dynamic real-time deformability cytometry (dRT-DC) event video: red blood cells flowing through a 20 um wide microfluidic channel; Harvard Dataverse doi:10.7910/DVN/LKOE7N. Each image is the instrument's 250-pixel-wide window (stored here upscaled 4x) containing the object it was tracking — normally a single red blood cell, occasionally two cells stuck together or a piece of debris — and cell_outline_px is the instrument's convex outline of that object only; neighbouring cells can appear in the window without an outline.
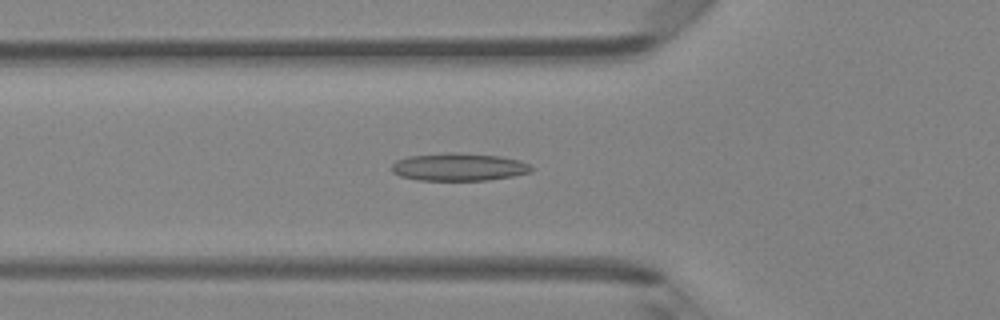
{"species": "Egyptian fruit bat (a non-hibernating species)", "species_latin": "Rousettus aegyptiacus", "temperature_condition": "room temperature", "stored_images_in_passage": 47, "camera_frame_rate_fps": 3000, "um_per_image_px": 0.085, "animal": {"sex": "female"}, "frame": {"image": 1, "passage_image": 17, "time_ms": 5.333, "image_size_px": [1000, 320], "cell_outline_px": [[536, 168], [532, 172], [512, 176], [488, 180], [416, 180], [400, 176], [392, 172], [392, 164], [396, 160], [408, 156], [448, 152], [452, 152], [500, 156], [520, 160]], "centroid_in_image_um": [39.01, 14.19], "position_along_channel_um": 86.8, "area_um2": 22.72}}
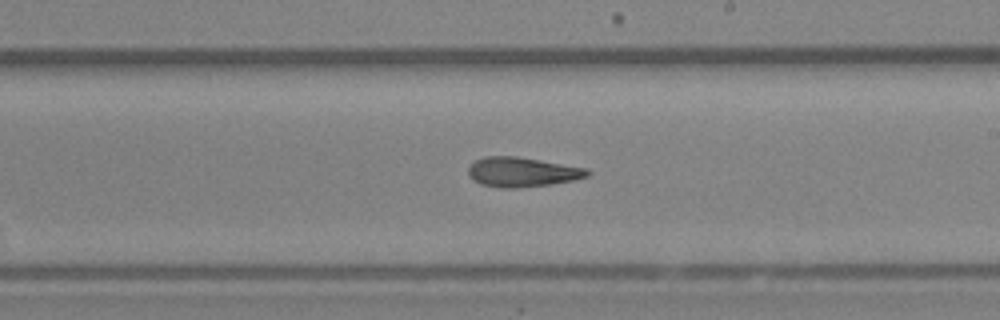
{"frame": {"image": 2, "passage_image": 28, "time_ms": 9.0, "image_size_px": [1000, 320], "cell_outline_px": [[592, 172], [588, 176], [572, 180], [552, 184], [516, 188], [500, 188], [480, 184], [472, 180], [468, 176], [468, 168], [476, 160], [484, 156], [516, 156], [588, 168]], "centroid_in_image_um": [44.37, 14.63], "position_along_channel_um": 244.6, "area_um2": 20.69}}
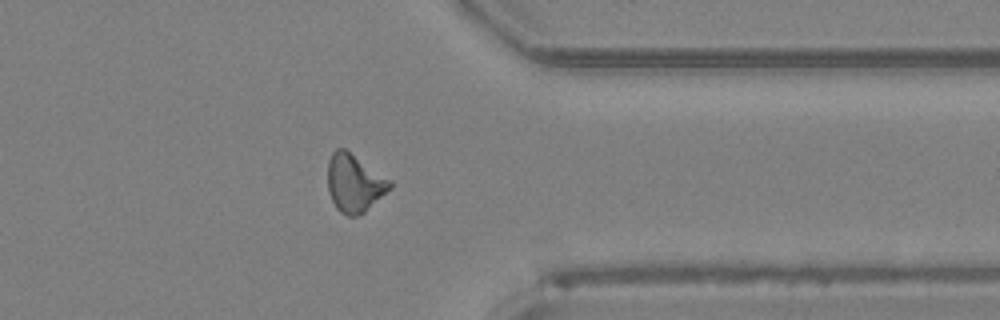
{"frame": {"image": 3, "passage_image": 38, "time_ms": 12.333, "image_size_px": [1000, 320], "cell_outline_px": [[392, 188], [364, 212], [356, 216], [348, 216], [340, 212], [336, 208], [328, 192], [328, 160], [332, 152], [336, 148], [344, 148], [392, 180]], "centroid_in_image_um": [30.12, 15.56], "position_along_channel_um": 381.3, "area_um2": 21.04}, "authors_computed_cell_mechanics": {"area_um2": 20.808, "velocity_mm_per_s": 4.3288, "shape_relaxation_time_tau1_ms": null, "shape_relaxation_time_tau2_ms": 2.7836, "deformation_change_tau1": null, "deformation_change_tau2": 0.1281}}